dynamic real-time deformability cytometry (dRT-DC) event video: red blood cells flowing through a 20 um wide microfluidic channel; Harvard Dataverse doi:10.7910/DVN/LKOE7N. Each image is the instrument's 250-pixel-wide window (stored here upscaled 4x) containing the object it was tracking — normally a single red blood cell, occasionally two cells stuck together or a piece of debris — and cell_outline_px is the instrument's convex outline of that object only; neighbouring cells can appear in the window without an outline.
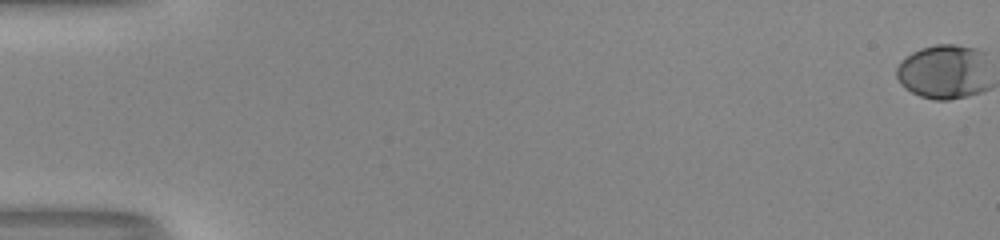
{"species": "human", "species_latin": "Homo sapiens", "temperature_condition": "room temperature", "stored_images_in_passage": 16, "camera_frame_rate_fps": 3000, "um_per_image_px": 0.085, "donor": {"sex": "male"}, "frame": {"image": 1, "passage_image": 1, "time_ms": 0.0, "image_size_px": [1000, 240], "cell_outline_px": [[972, 92], [960, 96], [924, 96], [908, 88], [900, 80], [900, 64], [908, 56], [924, 48], [964, 48]], "centroid_in_image_um": [79.63, 6.15], "position_along_channel_um": 5.4, "area_um2": 21.21}}
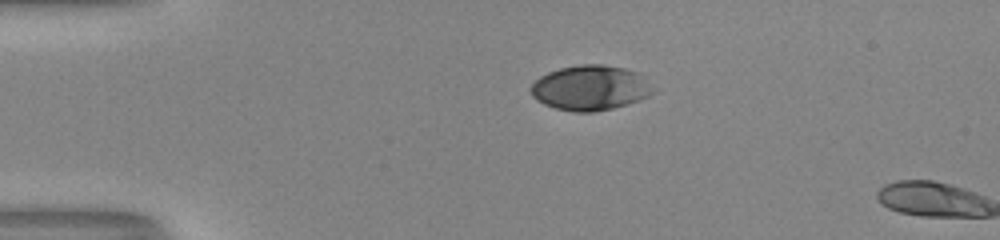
{"frame": {"image": 2, "passage_image": 15, "time_ms": 4.667, "image_size_px": [1000, 240], "cell_outline_px": [[628, 100], [620, 104], [608, 108], [560, 108], [548, 104], [540, 100], [532, 92], [532, 84], [536, 80], [552, 72], [564, 68], [616, 68], [620, 72]], "centroid_in_image_um": [49.43, 7.5], "position_along_channel_um": 35.6, "area_um2": 23.41}}